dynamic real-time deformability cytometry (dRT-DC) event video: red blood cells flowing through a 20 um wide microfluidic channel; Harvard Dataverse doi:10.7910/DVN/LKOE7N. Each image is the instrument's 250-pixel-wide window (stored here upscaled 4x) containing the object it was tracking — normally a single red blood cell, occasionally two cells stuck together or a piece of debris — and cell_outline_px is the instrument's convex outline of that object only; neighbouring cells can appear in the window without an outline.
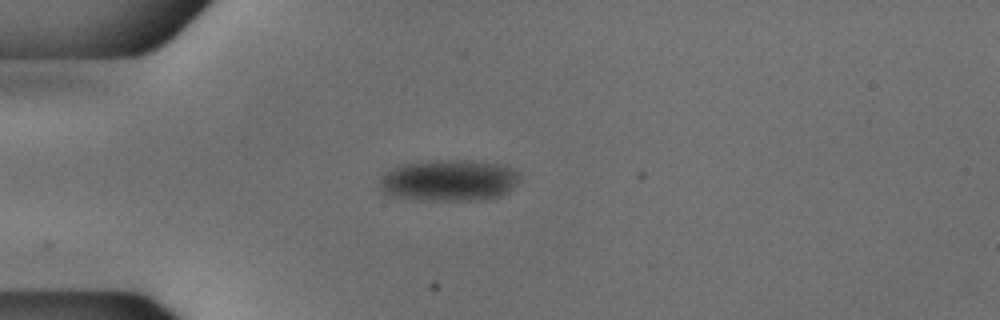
{"species": "common noctule bat (a hibernating species)", "species_latin": "Nyctalus noctula", "temperature_condition": "cold", "stored_images_in_passage": 40, "camera_frame_rate_fps": 3000, "um_per_image_px": 0.085, "animal": {"sex": "male", "body_mass_g": 18.8}, "frame": {"image": 1, "passage_image": 1, "time_ms": 0.0, "image_size_px": [1000, 320], "cell_outline_px": [[520, 180], [508, 192], [500, 196], [480, 200], [416, 200], [392, 196], [384, 192], [380, 188], [380, 180], [388, 172], [400, 164], [432, 160], [464, 160], [504, 164], [520, 172]], "centroid_in_image_um": [38.21, 15.33], "position_along_channel_um": 46.8, "area_um2": 34.04}}
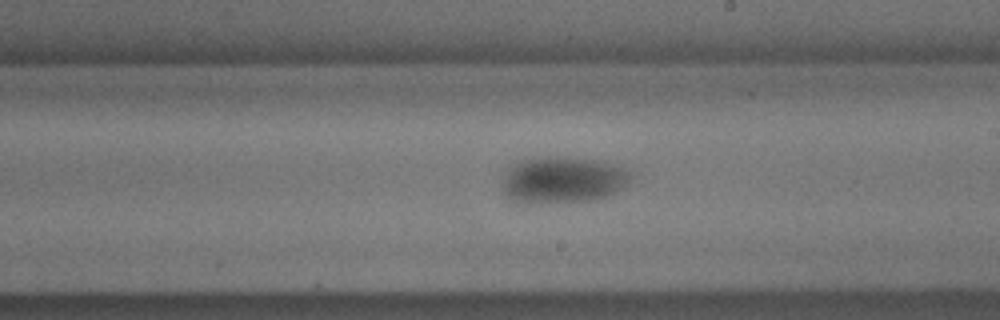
{"frame": {"image": 2, "passage_image": 18, "time_ms": 5.667, "image_size_px": [1000, 320], "cell_outline_px": [[632, 176], [628, 184], [616, 192], [608, 196], [596, 200], [520, 200], [508, 196], [504, 192], [504, 180], [508, 168], [520, 160], [532, 156], [556, 156], [600, 160], [612, 164], [628, 172]], "centroid_in_image_um": [47.9, 15.22], "position_along_channel_um": 241.1, "area_um2": 33.76}}
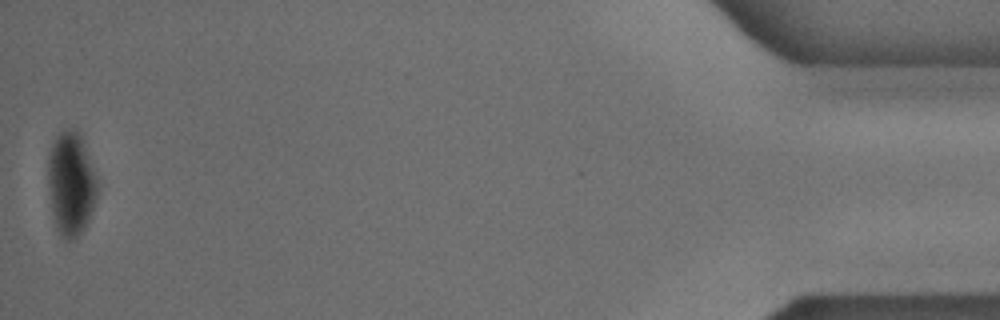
{"frame": {"image": 3, "passage_image": 40, "time_ms": 13.0, "image_size_px": [1000, 320], "cell_outline_px": [[100, 184], [96, 200], [92, 212], [84, 228], [72, 240], [64, 240], [60, 236], [56, 228], [52, 212], [48, 184], [48, 152], [56, 136], [64, 128], [76, 128], [80, 132]], "centroid_in_image_um": [6.05, 15.57], "position_along_channel_um": 429.1, "area_um2": 30.4}}